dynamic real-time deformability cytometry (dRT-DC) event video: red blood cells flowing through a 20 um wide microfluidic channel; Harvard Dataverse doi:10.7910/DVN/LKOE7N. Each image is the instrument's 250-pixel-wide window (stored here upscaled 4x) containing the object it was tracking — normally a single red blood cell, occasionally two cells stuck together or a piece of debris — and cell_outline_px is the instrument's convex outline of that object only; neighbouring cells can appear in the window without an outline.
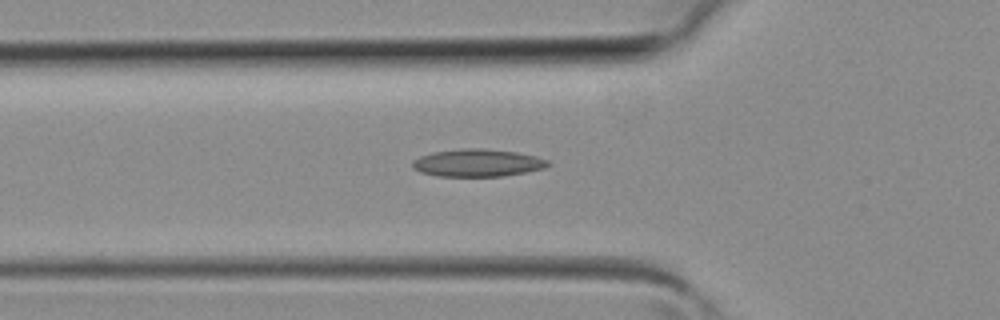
{"species": "common noctule bat (a hibernating species)", "species_latin": "Nyctalus noctula", "temperature_condition": "room temperature", "stored_images_in_passage": 37, "camera_frame_rate_fps": 3000, "um_per_image_px": 0.085, "animal": {"sex": "female", "body_mass_g": 19.3, "forearm_length_mm": 54.1}, "frame": {"image": 1, "passage_image": 10, "time_ms": 3.0, "image_size_px": [1000, 320], "cell_outline_px": [[552, 164], [544, 168], [504, 176], [436, 176], [420, 172], [412, 168], [412, 160], [420, 156], [432, 152], [460, 148], [480, 148], [516, 152], [536, 156], [548, 160]], "centroid_in_image_um": [40.56, 13.84], "position_along_channel_um": 85.2, "area_um2": 21.85}}
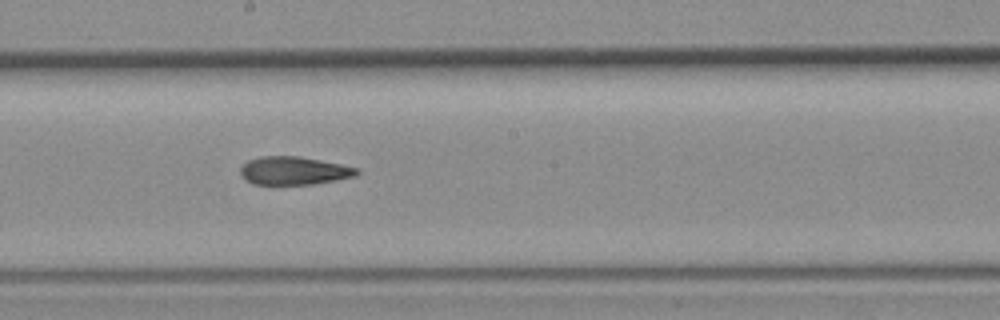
{"frame": {"image": 2, "passage_image": 18, "time_ms": 5.667, "image_size_px": [1000, 320], "cell_outline_px": [[360, 172], [356, 176], [336, 180], [312, 184], [252, 184], [240, 176], [240, 168], [248, 160], [260, 156], [296, 156], [320, 160], [360, 168]], "centroid_in_image_um": [24.98, 14.51], "position_along_channel_um": 223.2, "area_um2": 19.13}}
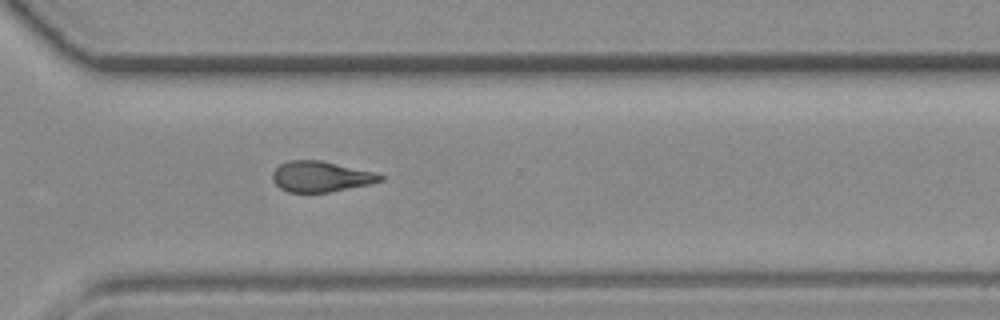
{"frame": {"image": 3, "passage_image": 25, "time_ms": 8.0, "image_size_px": [1000, 320], "cell_outline_px": [[384, 180], [368, 184], [328, 192], [288, 192], [280, 188], [272, 180], [272, 172], [280, 164], [288, 160], [320, 160], [376, 172], [384, 176]], "centroid_in_image_um": [27.25, 15.0], "position_along_channel_um": 343.3, "area_um2": 19.19}}